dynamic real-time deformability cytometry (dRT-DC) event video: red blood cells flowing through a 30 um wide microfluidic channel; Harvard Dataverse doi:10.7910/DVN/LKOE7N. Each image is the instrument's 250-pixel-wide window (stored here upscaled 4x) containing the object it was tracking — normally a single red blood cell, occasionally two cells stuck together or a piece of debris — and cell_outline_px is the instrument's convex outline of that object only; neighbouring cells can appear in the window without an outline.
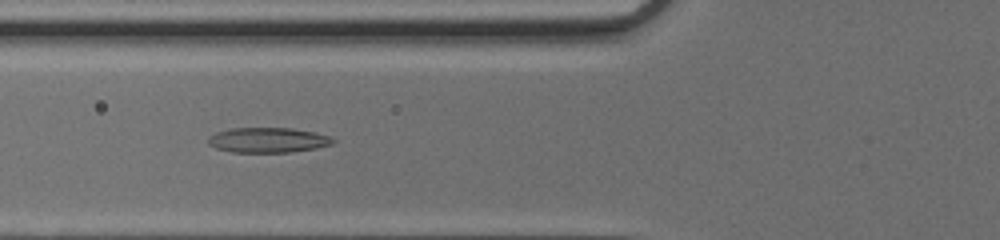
{"species": "common noctule bat (a hibernating species)", "species_latin": "Nyctalus noctula", "temperature_condition": "cold", "stored_images_in_passage": 37, "camera_frame_rate_fps": 3000, "um_per_image_px": 0.085, "animal": {"sex": "female", "body_mass_g": 17.0, "forearm_length_mm": 48.0}, "frame": {"image": 1, "passage_image": 7, "time_ms": 2.0, "image_size_px": [1000, 240], "cell_outline_px": [[336, 140], [332, 144], [316, 148], [292, 152], [232, 152], [216, 148], [208, 144], [208, 136], [216, 132], [232, 128], [292, 128], [316, 132], [328, 136]], "centroid_in_image_um": [22.77, 11.9], "position_along_channel_um": 103.0, "area_um2": 18.26}}
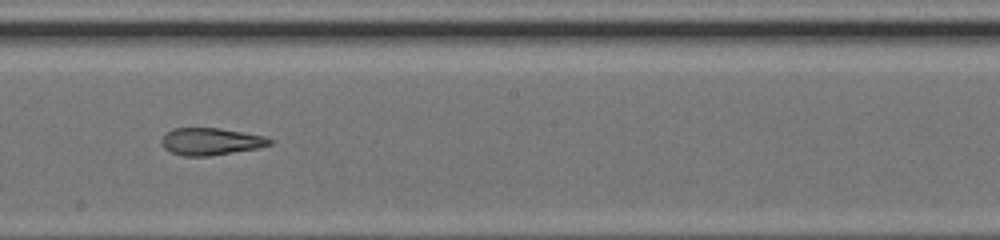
{"frame": {"image": 2, "passage_image": 16, "time_ms": 5.0, "image_size_px": [1000, 240], "cell_outline_px": [[272, 144], [260, 148], [208, 156], [184, 156], [172, 152], [164, 148], [160, 140], [172, 128], [220, 128], [264, 136], [272, 140]], "centroid_in_image_um": [17.93, 12.03], "position_along_channel_um": 230.3, "area_um2": 17.05}}
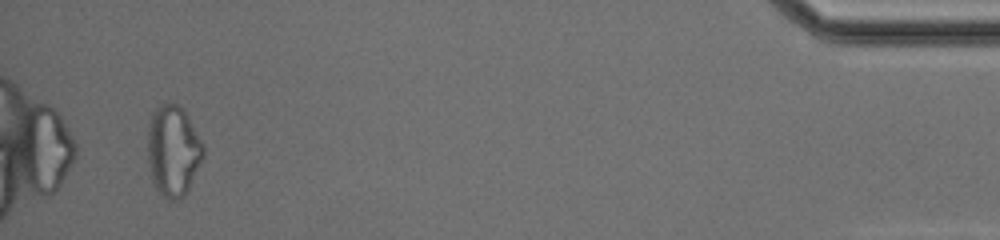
{"frame": {"image": 3, "passage_image": 35, "time_ms": 11.333, "image_size_px": [1000, 240], "cell_outline_px": [[204, 156], [188, 192], [184, 196], [176, 200], [172, 200], [164, 196], [156, 188], [152, 180], [148, 164], [148, 124], [152, 112], [156, 108], [164, 104], [176, 104], [184, 108], [204, 144]], "centroid_in_image_um": [14.74, 12.81], "position_along_channel_um": 420.5, "area_um2": 29.71}, "authors_computed_cell_mechanics": {"area_um2": 19.363, "velocity_mm_per_s": 4.2399, "shape_relaxation_time_tau1_ms": null, "shape_relaxation_time_tau2_ms": 2.9191, "deformation_change_tau1": null, "deformation_change_tau2": 0.1267}}